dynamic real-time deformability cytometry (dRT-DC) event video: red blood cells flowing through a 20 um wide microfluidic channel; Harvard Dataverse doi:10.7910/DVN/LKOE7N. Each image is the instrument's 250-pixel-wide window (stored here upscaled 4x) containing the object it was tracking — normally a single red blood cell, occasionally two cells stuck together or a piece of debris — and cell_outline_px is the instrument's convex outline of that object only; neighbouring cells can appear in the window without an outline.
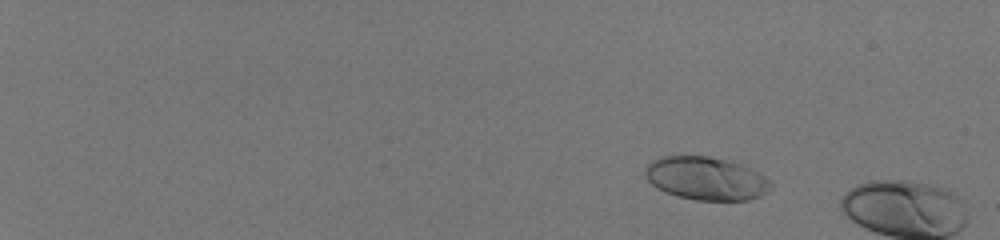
{"species": "human", "species_latin": "Homo sapiens", "temperature_condition": "room temperature", "stored_images_in_passage": 17, "camera_frame_rate_fps": 3000, "um_per_image_px": 0.085, "donor": {"sex": "male"}, "frame": {"image": 1, "passage_image": 10, "time_ms": 3.0, "image_size_px": [1000, 240], "cell_outline_px": [[772, 188], [768, 192], [760, 196], [748, 200], [696, 200], [676, 196], [656, 188], [644, 176], [644, 168], [652, 160], [660, 156], [708, 156], [728, 160], [740, 164], [764, 176], [772, 184]], "centroid_in_image_um": [59.98, 15.17], "position_along_channel_um": 25.0, "area_um2": 31.67}}